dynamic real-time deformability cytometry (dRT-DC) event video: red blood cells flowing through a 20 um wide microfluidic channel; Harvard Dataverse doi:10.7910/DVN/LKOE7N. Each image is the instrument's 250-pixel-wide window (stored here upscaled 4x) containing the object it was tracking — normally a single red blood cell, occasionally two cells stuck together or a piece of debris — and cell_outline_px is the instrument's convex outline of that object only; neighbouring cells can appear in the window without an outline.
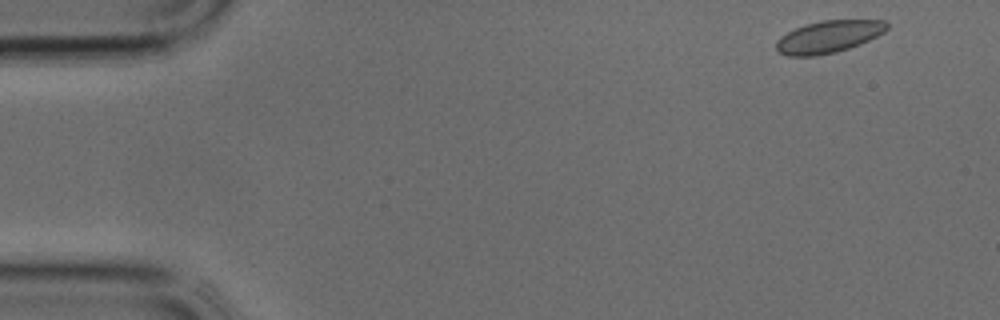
{"species": "common noctule bat (a hibernating species)", "species_latin": "Nyctalus noctula", "temperature_condition": "cold", "stored_images_in_passage": 36, "camera_frame_rate_fps": 3000, "um_per_image_px": 0.085, "animal": {"sex": "male", "body_mass_g": 17.9, "forearm_length_mm": 54.2}, "frame": {"image": 1, "passage_image": 1, "time_ms": 0.0, "image_size_px": [1000, 320], "cell_outline_px": [[888, 28], [884, 32], [860, 44], [836, 52], [816, 56], [788, 56], [776, 52], [776, 40], [780, 36], [804, 24], [824, 20], [884, 20], [888, 24]], "centroid_in_image_um": [70.39, 3.13], "position_along_channel_um": 14.6, "area_um2": 20.81}}
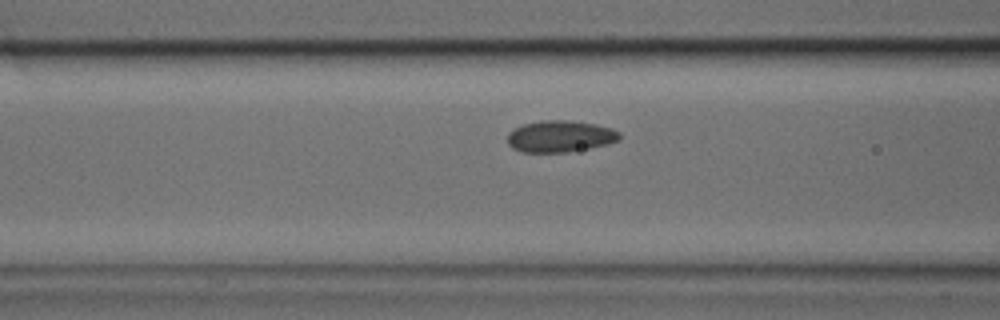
{"frame": {"image": 2, "passage_image": 13, "time_ms": 4.0, "image_size_px": [1000, 320], "cell_outline_px": [[620, 140], [608, 144], [568, 152], [520, 152], [512, 148], [508, 144], [508, 132], [512, 128], [524, 124], [540, 120], [568, 120], [596, 124], [612, 128], [620, 132]], "centroid_in_image_um": [47.6, 11.58], "position_along_channel_um": 119.0, "area_um2": 20.87}}
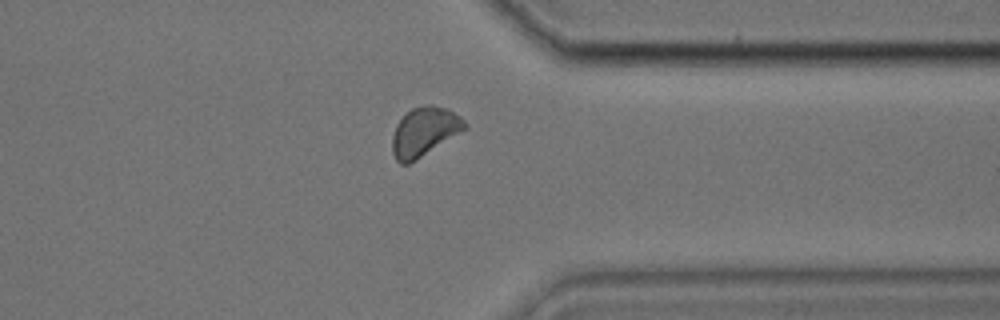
{"frame": {"image": 3, "passage_image": 28, "time_ms": 9.0, "image_size_px": [1000, 320], "cell_outline_px": [[468, 128], [416, 160], [408, 164], [400, 164], [396, 160], [392, 152], [392, 136], [396, 124], [412, 108], [428, 104], [432, 104], [448, 108], [460, 116], [468, 124]], "centroid_in_image_um": [36.09, 11.19], "position_along_channel_um": 375.3, "area_um2": 20.81}}